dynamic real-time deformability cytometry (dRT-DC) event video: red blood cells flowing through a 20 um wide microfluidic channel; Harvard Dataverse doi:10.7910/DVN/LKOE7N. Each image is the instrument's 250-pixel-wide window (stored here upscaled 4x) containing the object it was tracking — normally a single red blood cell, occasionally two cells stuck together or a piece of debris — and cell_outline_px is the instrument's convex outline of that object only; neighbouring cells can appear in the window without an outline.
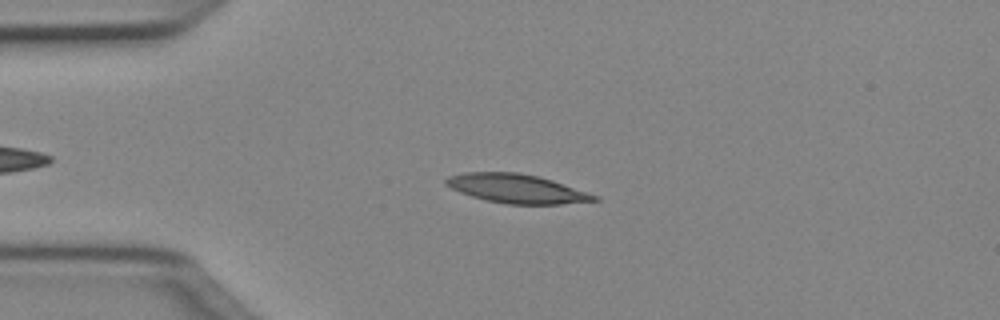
{"species": "Egyptian fruit bat (a non-hibernating species)", "species_latin": "Rousettus aegyptiacus", "temperature_condition": "cold", "stored_images_in_passage": 44, "camera_frame_rate_fps": 3000, "um_per_image_px": 0.085, "animal": {"sex": "female"}, "frame": {"image": 1, "passage_image": 12, "time_ms": 3.667, "image_size_px": [1000, 320], "cell_outline_px": [[600, 200], [560, 204], [504, 204], [472, 196], [460, 192], [444, 184], [444, 180], [448, 176], [464, 172], [520, 172], [552, 180], [600, 196]], "centroid_in_image_um": [43.92, 16.03], "position_along_channel_um": 41.1, "area_um2": 24.97}}
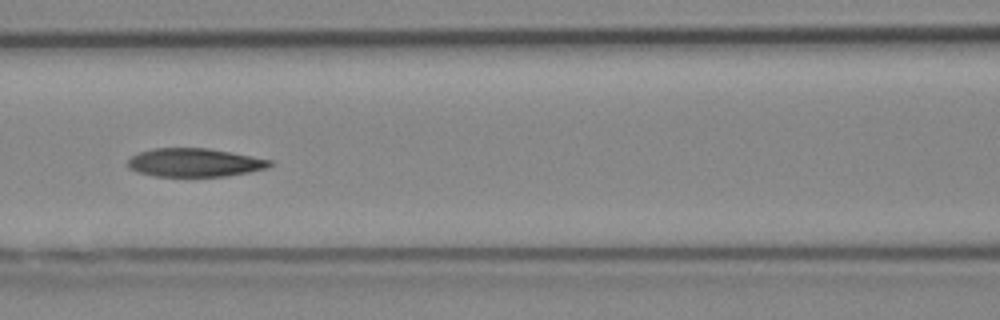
{"frame": {"image": 2, "passage_image": 22, "time_ms": 7.0, "image_size_px": [1000, 320], "cell_outline_px": [[276, 164], [268, 168], [248, 172], [224, 176], [156, 176], [136, 172], [128, 168], [128, 160], [132, 156], [140, 152], [152, 148], [208, 148], [272, 160]], "centroid_in_image_um": [16.55, 13.82], "position_along_channel_um": 150.1, "area_um2": 23.52}}
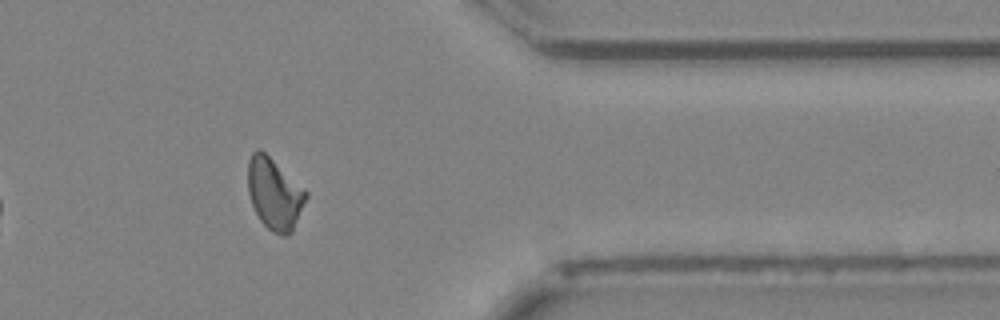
{"frame": {"image": 3, "passage_image": 41, "time_ms": 13.333, "image_size_px": [1000, 320], "cell_outline_px": [[308, 196], [292, 232], [288, 236], [284, 236], [272, 232], [260, 220], [252, 204], [248, 192], [248, 160], [252, 152], [256, 148], [260, 148], [308, 192]], "centroid_in_image_um": [23.32, 16.47], "position_along_channel_um": 388.1, "area_um2": 24.1}, "authors_computed_cell_mechanics": {"area_um2": 23.9581, "velocity_mm_per_s": 4.0305, "shape_relaxation_time_tau1_ms": 11.1593, "shape_relaxation_time_tau2_ms": null, "deformation_change_tau1": 0.2431, "deformation_change_tau2": null}}